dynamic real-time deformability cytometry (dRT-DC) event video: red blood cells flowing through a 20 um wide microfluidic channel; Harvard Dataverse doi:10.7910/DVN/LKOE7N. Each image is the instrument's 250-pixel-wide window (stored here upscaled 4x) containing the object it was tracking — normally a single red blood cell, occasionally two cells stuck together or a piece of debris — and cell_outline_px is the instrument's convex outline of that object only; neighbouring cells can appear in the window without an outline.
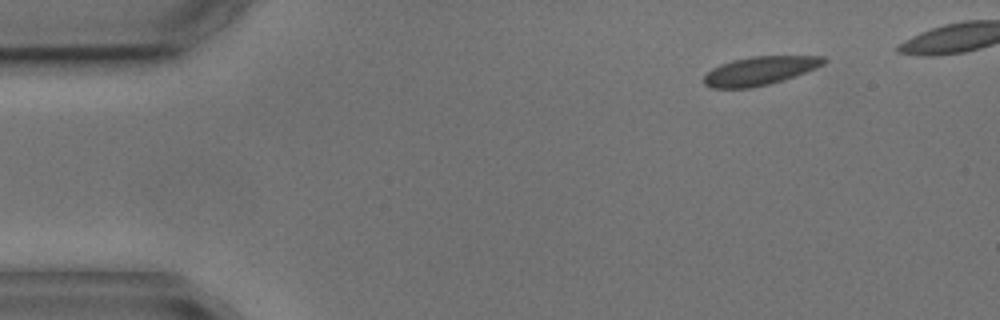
{"species": "common noctule bat (a hibernating species)", "species_latin": "Nyctalus noctula", "temperature_condition": "cold", "stored_images_in_passage": 7, "camera_frame_rate_fps": 3000, "um_per_image_px": 0.085, "animal": {"sex": "male", "body_mass_g": 17.9, "forearm_length_mm": 54.2}, "frame": {"image": 1, "passage_image": 1, "time_ms": 0.0, "image_size_px": [1000, 320], "cell_outline_px": [[828, 60], [824, 64], [816, 68], [796, 76], [768, 84], [752, 88], [708, 88], [700, 80], [712, 68], [720, 64], [732, 60], [752, 56], [824, 56]], "centroid_in_image_um": [64.55, 6.02], "position_along_channel_um": 20.4, "area_um2": 20.17}}
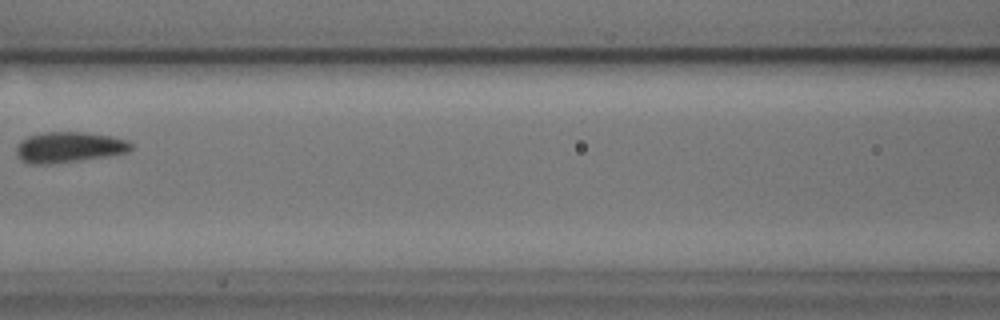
{"frame": {"image": 2, "passage_image": 6, "time_ms": 6.0, "image_size_px": [1000, 320], "cell_outline_px": [[132, 148], [128, 152], [108, 156], [52, 164], [28, 164], [20, 160], [16, 152], [16, 144], [20, 140], [28, 136], [44, 132], [88, 132], [112, 136], [128, 140], [132, 144]], "centroid_in_image_um": [5.84, 12.51], "position_along_channel_um": 160.8, "area_um2": 20.81}}
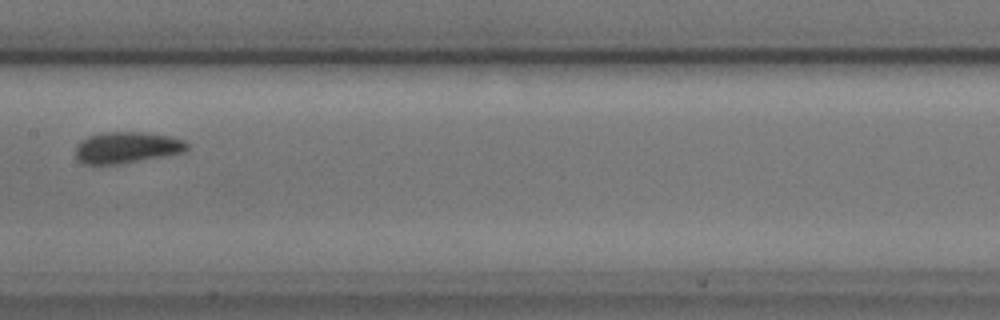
{"frame": {"image": 3, "passage_image": 7, "time_ms": 7.0, "image_size_px": [1000, 320], "cell_outline_px": [[188, 148], [184, 152], [120, 164], [80, 164], [76, 156], [76, 144], [80, 140], [88, 136], [100, 132], [140, 132], [168, 136], [184, 140], [188, 144]], "centroid_in_image_um": [10.72, 12.54], "position_along_channel_um": 196.7, "area_um2": 20.4}}